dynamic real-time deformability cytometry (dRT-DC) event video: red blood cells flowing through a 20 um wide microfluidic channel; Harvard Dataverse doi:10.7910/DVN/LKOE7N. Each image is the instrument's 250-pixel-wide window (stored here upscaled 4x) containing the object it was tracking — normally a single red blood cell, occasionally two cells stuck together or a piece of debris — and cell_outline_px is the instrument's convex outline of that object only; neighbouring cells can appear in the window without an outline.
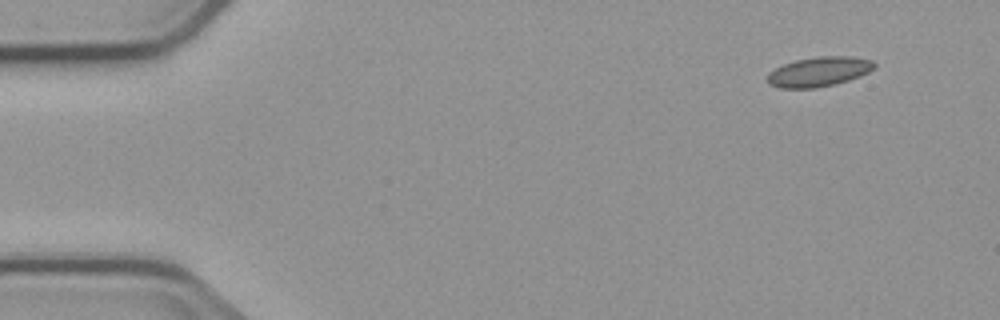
{"species": "common noctule bat (a hibernating species)", "species_latin": "Nyctalus noctula", "temperature_condition": "cold", "stored_images_in_passage": 8, "camera_frame_rate_fps": 3000, "um_per_image_px": 0.085, "animal": {"sex": "male", "body_mass_g": 23.1, "forearm_length_mm": 52.7}, "frame": {"image": 1, "passage_image": 1, "time_ms": 0.0, "image_size_px": [1000, 320], "cell_outline_px": [[876, 68], [860, 76], [848, 80], [816, 88], [780, 88], [768, 84], [768, 72], [784, 64], [796, 60], [820, 56], [852, 56], [872, 60], [876, 64]], "centroid_in_image_um": [69.62, 6.09], "position_along_channel_um": 15.4, "area_um2": 18.44}}
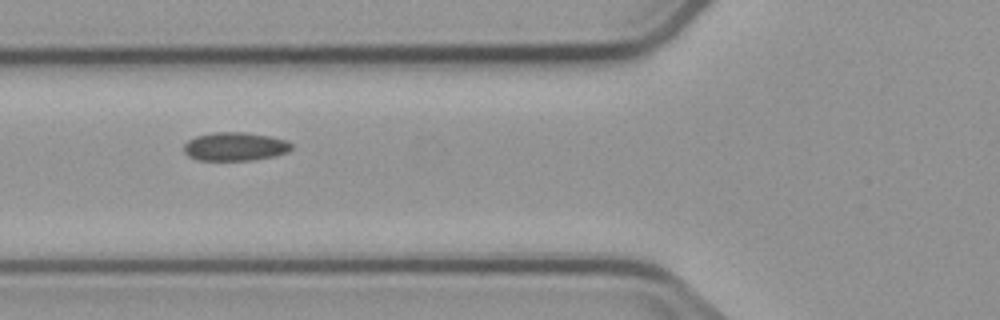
{"frame": {"image": 2, "passage_image": 5, "time_ms": 5.333, "image_size_px": [1000, 320], "cell_outline_px": [[292, 148], [288, 152], [276, 156], [252, 160], [196, 160], [188, 156], [184, 152], [184, 144], [188, 140], [196, 136], [212, 132], [244, 132], [268, 136], [288, 140], [292, 144]], "centroid_in_image_um": [19.98, 12.46], "position_along_channel_um": 105.8, "area_um2": 18.03}}
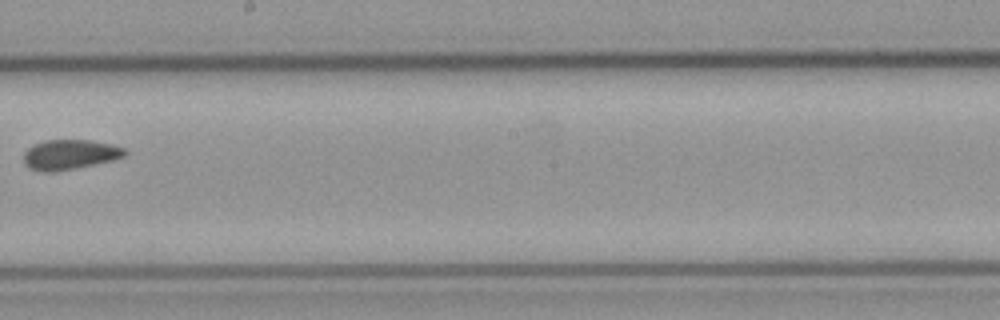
{"frame": {"image": 3, "passage_image": 8, "time_ms": 9.0, "image_size_px": [1000, 320], "cell_outline_px": [[128, 152], [124, 156], [112, 160], [52, 172], [44, 172], [28, 168], [24, 164], [24, 152], [28, 148], [44, 140], [88, 140], [112, 144], [124, 148]], "centroid_in_image_um": [5.91, 13.13], "position_along_channel_um": 242.3, "area_um2": 17.4}}